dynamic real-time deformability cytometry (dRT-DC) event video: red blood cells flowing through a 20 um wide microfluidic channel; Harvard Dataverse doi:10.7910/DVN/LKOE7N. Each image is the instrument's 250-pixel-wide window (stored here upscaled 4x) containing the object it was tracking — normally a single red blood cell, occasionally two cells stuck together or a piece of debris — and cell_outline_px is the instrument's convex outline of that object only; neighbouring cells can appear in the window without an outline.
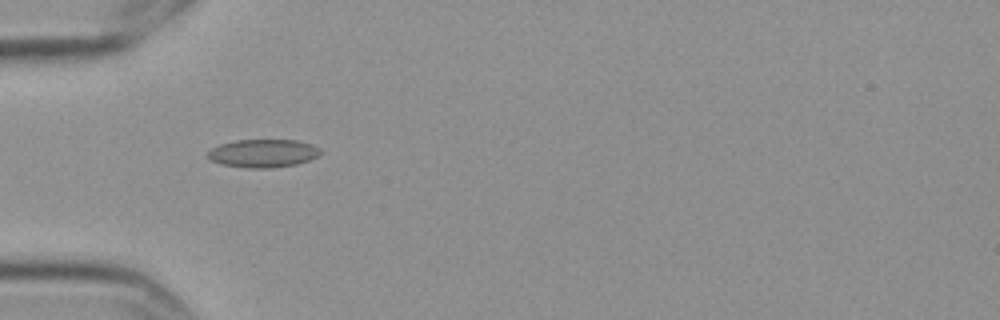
{"species": "Egyptian fruit bat (a non-hibernating species)", "species_latin": "Rousettus aegyptiacus", "temperature_condition": "cold", "stored_images_in_passage": 8, "camera_frame_rate_fps": 3000, "um_per_image_px": 0.085, "frame": {"image": 1, "passage_image": 6, "time_ms": 1.667, "image_size_px": [1000, 320], "cell_outline_px": [[324, 152], [308, 160], [296, 164], [272, 168], [244, 168], [220, 164], [208, 160], [204, 156], [212, 148], [220, 144], [236, 140], [296, 140], [312, 144], [320, 148]], "centroid_in_image_um": [22.32, 13.04], "position_along_channel_um": 62.7, "area_um2": 18.73}}
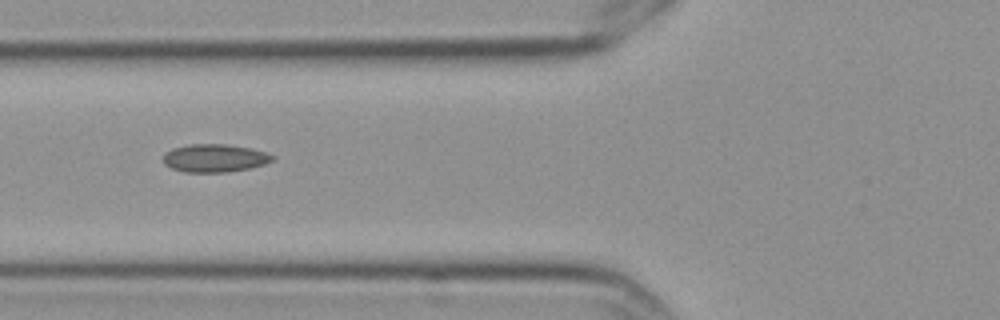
{"frame": {"image": 2, "passage_image": 7, "time_ms": 2.0, "image_size_px": [1000, 320], "cell_outline_px": [[276, 156], [272, 160], [264, 164], [248, 168], [224, 172], [184, 172], [172, 168], [164, 164], [164, 152], [172, 148], [188, 144], [228, 144], [252, 148], [268, 152]], "centroid_in_image_um": [18.25, 13.42], "position_along_channel_um": 107.6, "area_um2": 17.92}}
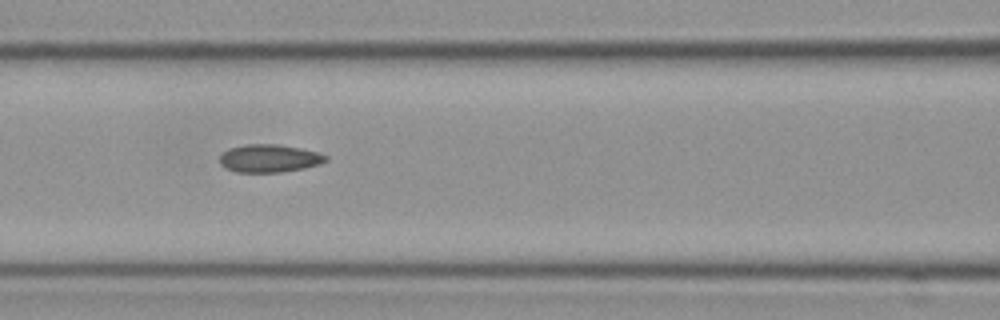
{"frame": {"image": 3, "passage_image": 8, "time_ms": 2.333, "image_size_px": [1000, 320], "cell_outline_px": [[328, 160], [320, 164], [304, 168], [280, 172], [236, 172], [220, 164], [220, 156], [228, 148], [244, 144], [276, 144], [300, 148], [316, 152], [328, 156]], "centroid_in_image_um": [22.89, 13.45], "position_along_channel_um": 143.7, "area_um2": 17.17}}